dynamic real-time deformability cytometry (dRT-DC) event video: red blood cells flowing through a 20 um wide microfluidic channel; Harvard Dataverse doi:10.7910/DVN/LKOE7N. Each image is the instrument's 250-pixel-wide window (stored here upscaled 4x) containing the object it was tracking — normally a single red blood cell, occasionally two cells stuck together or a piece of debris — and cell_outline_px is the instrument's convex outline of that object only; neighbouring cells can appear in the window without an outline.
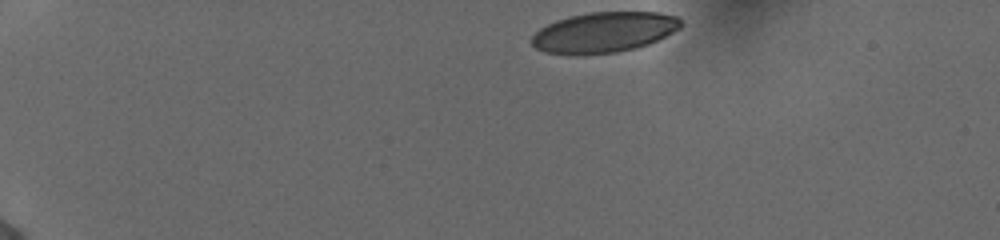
{"species": "human", "species_latin": "Homo sapiens", "temperature_condition": "cold", "stored_images_in_passage": 39, "camera_frame_rate_fps": 3000, "um_per_image_px": 0.085, "donor": {"sex": "female"}, "frame": {"image": 1, "passage_image": 1, "time_ms": 0.0, "image_size_px": [1000, 240], "cell_outline_px": [[680, 28], [648, 44], [636, 48], [616, 52], [572, 56], [544, 52], [536, 48], [528, 40], [540, 28], [556, 20], [568, 16], [588, 12], [660, 12], [676, 16], [680, 20]], "centroid_in_image_um": [51.27, 2.75], "position_along_channel_um": 33.7, "area_um2": 35.37}}
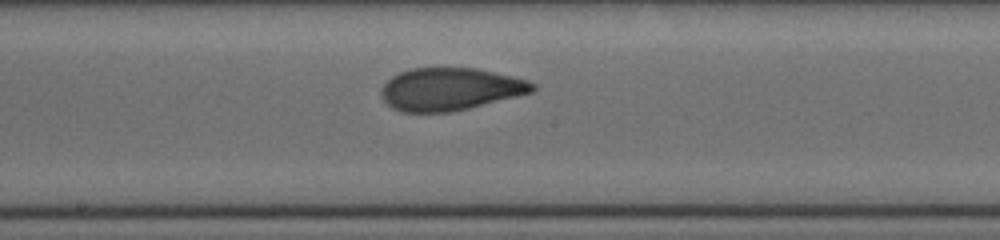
{"frame": {"image": 2, "passage_image": 22, "time_ms": 7.0, "image_size_px": [1000, 240], "cell_outline_px": [[536, 88], [532, 92], [468, 108], [448, 112], [404, 112], [392, 108], [380, 96], [380, 88], [392, 76], [400, 72], [412, 68], [476, 68], [528, 80], [536, 84]], "centroid_in_image_um": [38.23, 7.57], "position_along_channel_um": 210.0, "area_um2": 37.28}}
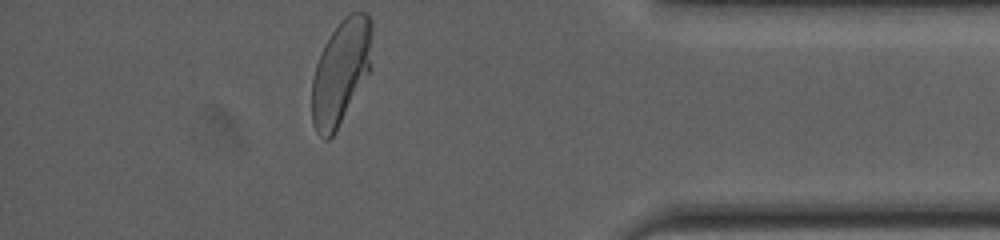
{"frame": {"image": 3, "passage_image": 39, "time_ms": 12.667, "image_size_px": [1000, 240], "cell_outline_px": [[372, 68], [336, 132], [328, 140], [324, 140], [316, 132], [312, 124], [312, 80], [316, 64], [320, 52], [324, 44], [340, 20], [344, 16], [352, 12], [368, 12], [372, 20]], "centroid_in_image_um": [29.0, 6.11], "position_along_channel_um": 406.2, "area_um2": 37.45}, "authors_computed_cell_mechanics": {"area_um2": 37.4544, "velocity_mm_per_s": 3.8886, "shape_relaxation_time_tau1_ms": 8.6227, "shape_relaxation_time_tau2_ms": 0.868, "deformation_change_tau1": 0.2339, "deformation_change_tau2": 0.0661}}